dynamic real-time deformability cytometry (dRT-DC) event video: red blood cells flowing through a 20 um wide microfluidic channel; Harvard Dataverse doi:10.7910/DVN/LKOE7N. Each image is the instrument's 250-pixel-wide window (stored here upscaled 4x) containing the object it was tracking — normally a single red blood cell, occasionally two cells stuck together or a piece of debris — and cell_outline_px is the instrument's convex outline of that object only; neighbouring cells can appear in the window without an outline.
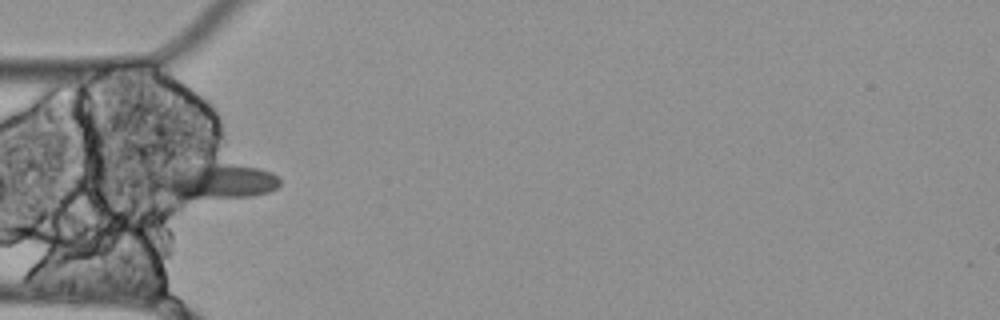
{"species": "Egyptian fruit bat (a non-hibernating species)", "species_latin": "Rousettus aegyptiacus", "temperature_condition": "cold", "stored_images_in_passage": 37, "camera_frame_rate_fps": 3000, "um_per_image_px": 0.085, "animal": {"sex": "female"}, "frame": {"image": 1, "passage_image": 1, "time_ms": 0.0, "image_size_px": [1000, 320], "cell_outline_px": [[280, 184], [276, 188], [268, 192], [252, 196], [176, 200], [148, 184], [144, 176], [148, 172], [188, 156], [256, 168], [272, 172], [280, 180]], "centroid_in_image_um": [17.86, 15.28], "position_along_channel_um": 67.1, "area_um2": 29.71}}
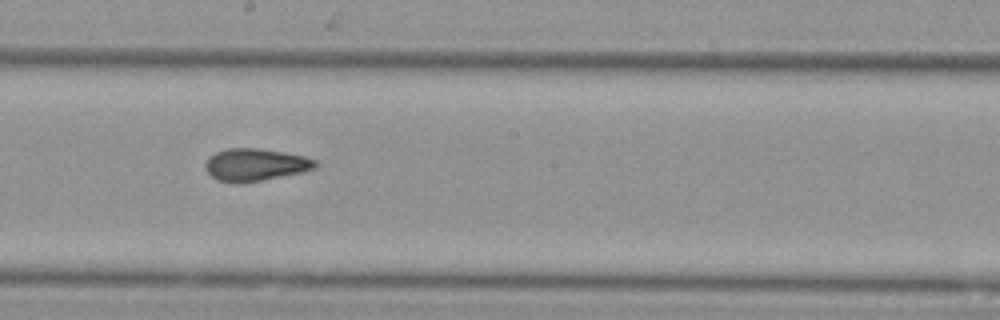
{"frame": {"image": 2, "passage_image": 14, "time_ms": 4.333, "image_size_px": [1000, 320], "cell_outline_px": [[320, 164], [316, 168], [304, 172], [240, 184], [216, 180], [204, 168], [204, 164], [208, 156], [216, 152], [228, 148], [256, 148], [304, 156], [316, 160]], "centroid_in_image_um": [21.69, 14.01], "position_along_channel_um": 226.5, "area_um2": 20.92}}
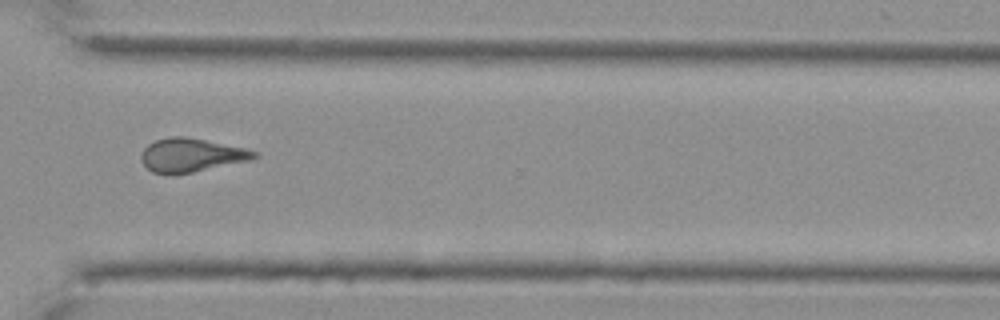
{"frame": {"image": 3, "passage_image": 25, "time_ms": 8.0, "image_size_px": [1000, 320], "cell_outline_px": [[260, 156], [252, 160], [172, 176], [168, 176], [152, 172], [140, 160], [140, 156], [144, 148], [148, 144], [156, 140], [168, 136], [184, 136], [244, 148], [260, 152]], "centroid_in_image_um": [16.25, 13.2], "position_along_channel_um": 354.4, "area_um2": 22.43}, "authors_computed_cell_mechanics": {"area_um2": 20.1144, "velocity_mm_per_s": 3.4811, "shape_relaxation_time_tau1_ms": null, "shape_relaxation_time_tau2_ms": 3.6444, "deformation_change_tau1": null, "deformation_change_tau2": 0.1214}}